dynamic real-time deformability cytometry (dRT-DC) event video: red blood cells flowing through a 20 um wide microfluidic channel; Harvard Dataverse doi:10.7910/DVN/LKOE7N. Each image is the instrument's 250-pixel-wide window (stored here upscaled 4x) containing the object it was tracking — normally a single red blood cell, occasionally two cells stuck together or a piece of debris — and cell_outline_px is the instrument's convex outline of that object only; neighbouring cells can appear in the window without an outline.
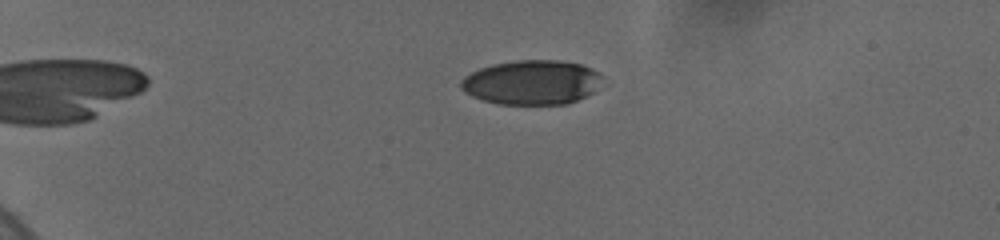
{"species": "human", "species_latin": "Homo sapiens", "temperature_condition": "cold", "stored_images_in_passage": 77, "camera_frame_rate_fps": 3000, "um_per_image_px": 0.085, "donor": {"sex": "female"}, "frame": {"image": 1, "passage_image": 11, "time_ms": 1.667, "image_size_px": [1000, 240], "cell_outline_px": [[600, 76], [592, 92], [588, 96], [568, 104], [500, 104], [484, 100], [472, 96], [464, 92], [460, 88], [460, 80], [464, 76], [480, 68], [492, 64], [516, 60], [560, 60], [580, 64], [592, 68]], "centroid_in_image_um": [45.14, 7.0], "position_along_channel_um": 39.9, "area_um2": 36.47}}
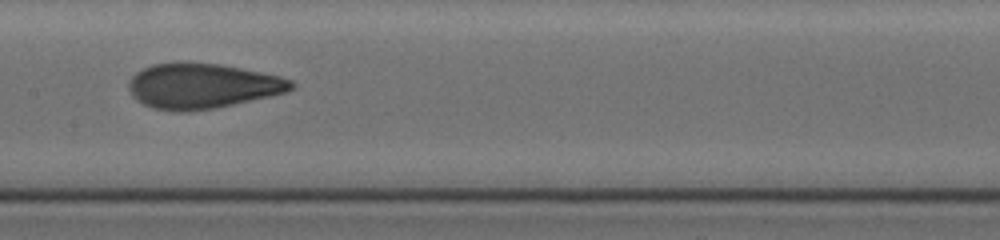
{"frame": {"image": 2, "passage_image": 45, "time_ms": 7.667, "image_size_px": [1000, 240], "cell_outline_px": [[296, 84], [288, 92], [232, 104], [212, 108], [188, 112], [176, 112], [152, 108], [144, 104], [132, 96], [128, 88], [128, 80], [136, 72], [152, 64], [176, 60], [188, 60], [220, 64], [280, 76], [292, 80]], "centroid_in_image_um": [17.14, 7.27], "position_along_channel_um": 190.3, "area_um2": 43.35}}
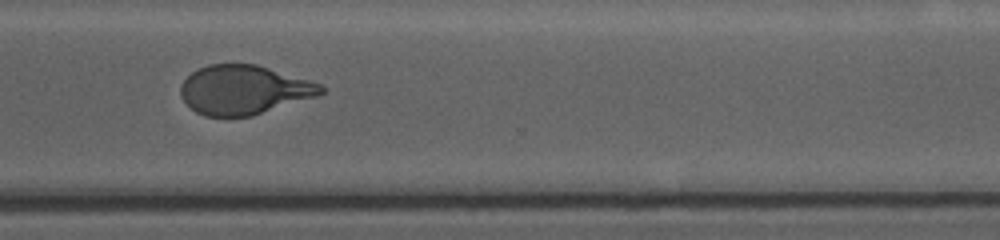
{"frame": {"image": 3, "passage_image": 76, "time_ms": 12.0, "image_size_px": [1000, 240], "cell_outline_px": [[324, 92], [316, 96], [252, 116], [204, 116], [196, 112], [180, 96], [180, 88], [184, 80], [192, 72], [208, 64], [256, 64], [308, 80], [320, 84], [324, 88]], "centroid_in_image_um": [20.71, 7.64], "position_along_channel_um": 349.9, "area_um2": 39.77}}